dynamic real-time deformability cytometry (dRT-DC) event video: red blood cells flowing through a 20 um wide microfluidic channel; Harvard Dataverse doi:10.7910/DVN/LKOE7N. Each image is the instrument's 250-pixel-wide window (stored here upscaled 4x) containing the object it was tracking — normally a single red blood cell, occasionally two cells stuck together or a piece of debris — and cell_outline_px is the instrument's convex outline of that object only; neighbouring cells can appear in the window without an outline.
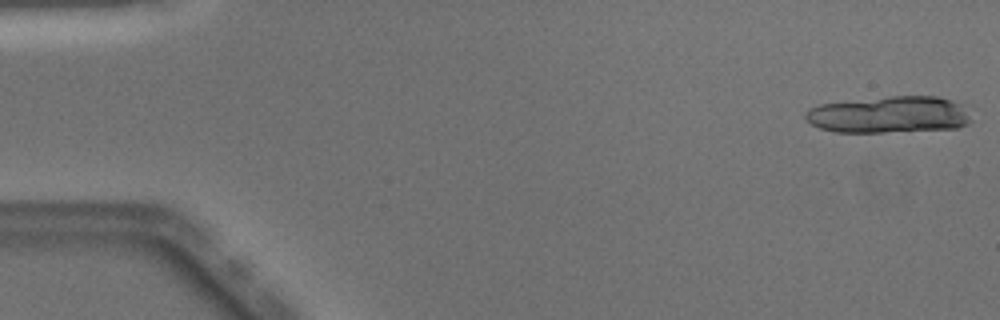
{"species": "Egyptian fruit bat (a non-hibernating species)", "species_latin": "Rousettus aegyptiacus", "temperature_condition": "warm", "stored_images_in_passage": 13, "camera_frame_rate_fps": 3000, "um_per_image_px": 0.085, "animal": {"sex": "male"}, "frame": {"image": 1, "passage_image": 1, "time_ms": 0.0, "image_size_px": [1000, 320], "cell_outline_px": [[972, 120], [968, 124], [956, 128], [884, 132], [836, 132], [820, 128], [804, 120], [804, 112], [808, 108], [820, 104], [888, 96], [940, 96], [952, 100], [960, 104]], "centroid_in_image_um": [75.53, 9.74], "position_along_channel_um": 9.5, "area_um2": 35.55}}